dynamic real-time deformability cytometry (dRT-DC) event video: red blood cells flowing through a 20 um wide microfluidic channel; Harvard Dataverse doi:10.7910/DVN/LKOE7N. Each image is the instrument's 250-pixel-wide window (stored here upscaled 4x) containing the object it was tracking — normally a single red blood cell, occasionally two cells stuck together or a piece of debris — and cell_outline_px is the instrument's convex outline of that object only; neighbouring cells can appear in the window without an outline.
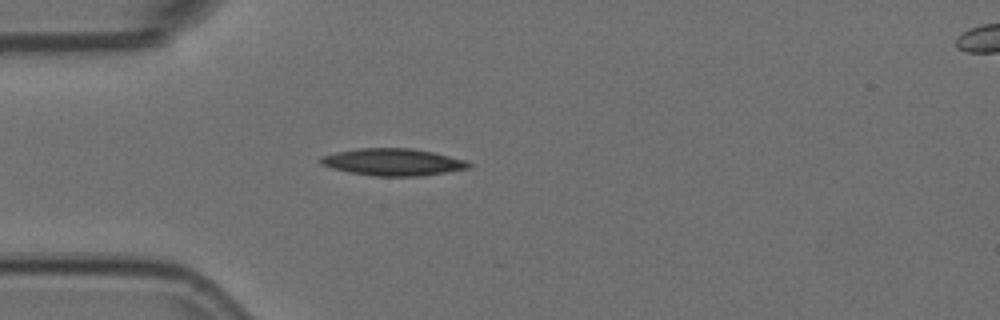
{"species": "Egyptian fruit bat (a non-hibernating species)", "species_latin": "Rousettus aegyptiacus", "temperature_condition": "room temperature", "stored_images_in_passage": 18, "camera_frame_rate_fps": 3000, "um_per_image_px": 0.085, "animal": {"sex": "female"}, "frame": {"image": 1, "passage_image": 8, "time_ms": 2.333, "image_size_px": [1000, 320], "cell_outline_px": [[472, 168], [448, 172], [416, 176], [376, 176], [348, 172], [332, 168], [320, 164], [316, 160], [320, 156], [336, 152], [360, 148], [412, 148], [432, 152], [464, 160], [472, 164]], "centroid_in_image_um": [33.36, 13.77], "position_along_channel_um": 51.6, "area_um2": 23.41}}
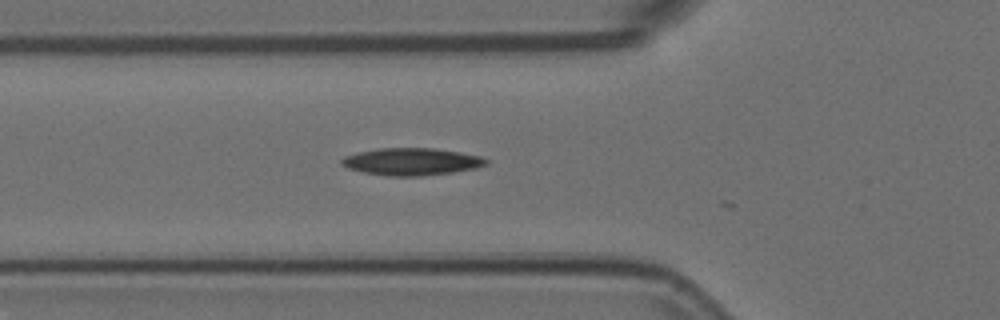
{"frame": {"image": 2, "passage_image": 12, "time_ms": 3.667, "image_size_px": [1000, 320], "cell_outline_px": [[488, 164], [476, 168], [452, 172], [424, 176], [388, 176], [364, 172], [348, 168], [340, 164], [340, 160], [344, 156], [356, 152], [380, 148], [432, 148], [460, 152], [480, 156], [488, 160]], "centroid_in_image_um": [34.96, 13.74], "position_along_channel_um": 90.8, "area_um2": 23.0}}
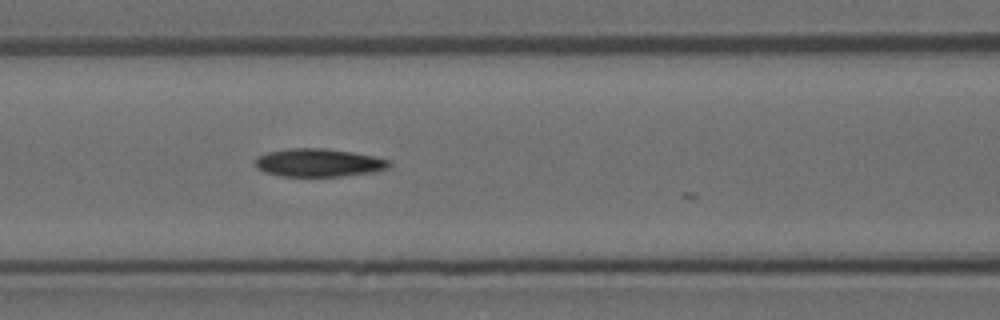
{"frame": {"image": 3, "passage_image": 16, "time_ms": 5.0, "image_size_px": [1000, 320], "cell_outline_px": [[392, 164], [388, 168], [376, 172], [344, 176], [280, 176], [264, 172], [256, 168], [256, 156], [268, 152], [288, 148], [324, 148], [352, 152], [392, 160]], "centroid_in_image_um": [27.11, 13.83], "position_along_channel_um": 139.5, "area_um2": 22.14}}